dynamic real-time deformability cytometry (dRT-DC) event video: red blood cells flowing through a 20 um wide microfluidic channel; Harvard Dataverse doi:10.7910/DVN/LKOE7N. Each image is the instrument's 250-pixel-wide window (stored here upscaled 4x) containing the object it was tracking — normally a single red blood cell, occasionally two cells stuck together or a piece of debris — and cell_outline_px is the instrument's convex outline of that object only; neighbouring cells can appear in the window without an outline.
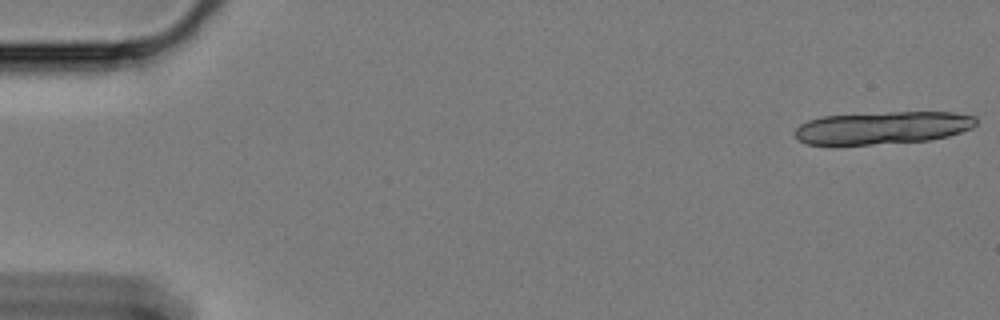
{"species": "Egyptian fruit bat (a non-hibernating species)", "species_latin": "Rousettus aegyptiacus", "temperature_condition": "cold", "stored_images_in_passage": 11, "camera_frame_rate_fps": 3000, "um_per_image_px": 0.085, "animal": {"sex": "female"}, "frame": {"image": 1, "passage_image": 1, "time_ms": 0.0, "image_size_px": [1000, 320], "cell_outline_px": [[976, 124], [972, 128], [948, 136], [928, 140], [836, 148], [808, 144], [800, 140], [796, 136], [796, 128], [800, 124], [808, 120], [824, 116], [888, 112], [952, 112], [976, 116]], "centroid_in_image_um": [74.96, 10.9], "position_along_channel_um": 10.0, "area_um2": 35.32}}